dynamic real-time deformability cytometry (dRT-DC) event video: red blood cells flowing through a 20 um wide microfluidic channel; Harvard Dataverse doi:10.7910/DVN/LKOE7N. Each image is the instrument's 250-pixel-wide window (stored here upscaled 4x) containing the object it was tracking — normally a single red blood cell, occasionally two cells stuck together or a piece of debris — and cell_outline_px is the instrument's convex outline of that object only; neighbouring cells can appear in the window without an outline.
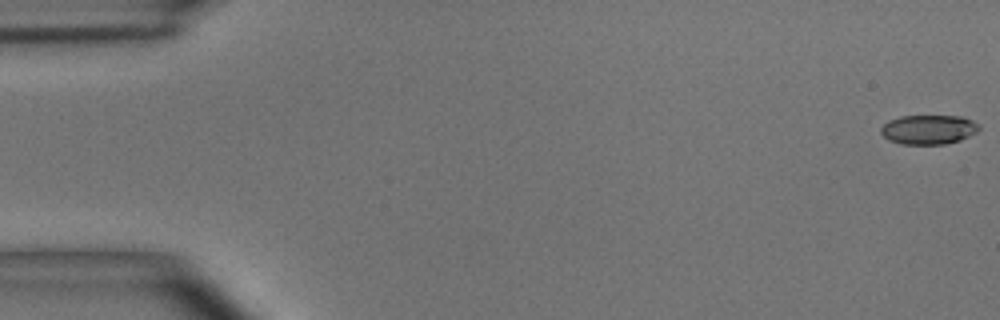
{"species": "common noctule bat (a hibernating species)", "species_latin": "Nyctalus noctula", "temperature_condition": "room temperature", "stored_images_in_passage": 55, "camera_frame_rate_fps": 3000, "um_per_image_px": 0.085, "animal": {"sex": "male", "body_mass_g": 15.6}, "frame": {"image": 1, "passage_image": 1, "time_ms": 0.0, "image_size_px": [1000, 320], "cell_outline_px": [[980, 128], [976, 132], [960, 140], [944, 144], [900, 144], [888, 140], [880, 132], [880, 128], [888, 120], [900, 116], [960, 116], [972, 120], [980, 124]], "centroid_in_image_um": [78.91, 11.01], "position_along_channel_um": 6.1, "area_um2": 16.88}}
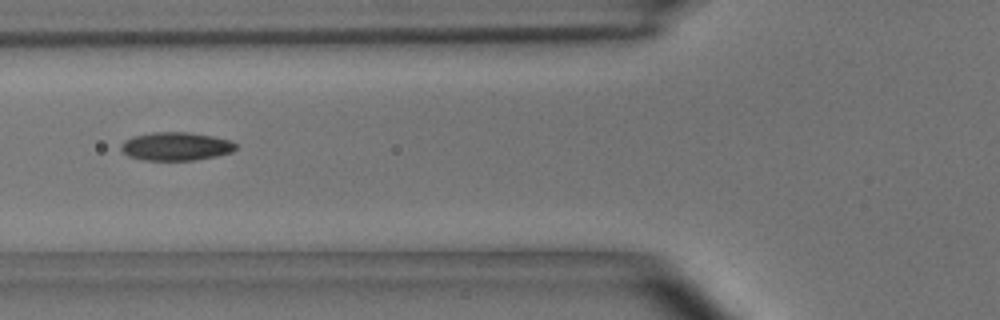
{"frame": {"image": 2, "passage_image": 21, "time_ms": 6.667, "image_size_px": [1000, 320], "cell_outline_px": [[236, 148], [232, 152], [216, 156], [196, 160], [144, 160], [128, 156], [120, 148], [120, 144], [124, 140], [132, 136], [152, 132], [188, 132], [212, 136], [228, 140], [236, 144]], "centroid_in_image_um": [14.92, 12.44], "position_along_channel_um": 110.9, "area_um2": 18.96}}
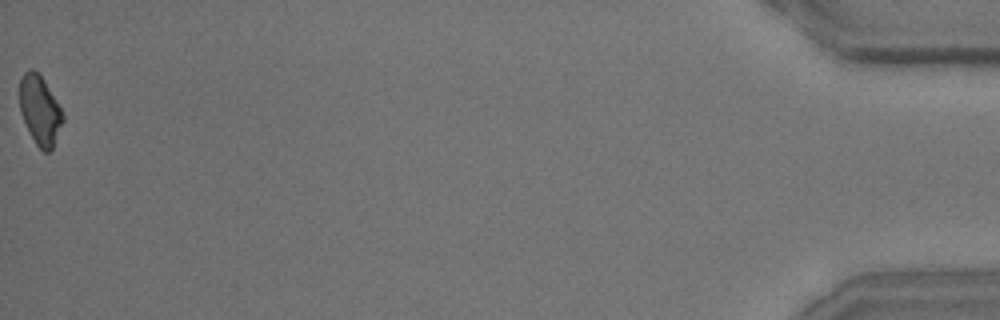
{"frame": {"image": 3, "passage_image": 55, "time_ms": 18.0, "image_size_px": [1000, 320], "cell_outline_px": [[64, 120], [52, 148], [48, 152], [44, 152], [36, 144], [20, 112], [20, 80], [24, 72], [28, 68], [32, 68], [44, 80], [60, 108], [64, 116]], "centroid_in_image_um": [3.39, 9.36], "position_along_channel_um": 431.8, "area_um2": 16.99}, "authors_computed_cell_mechanics": {"area_um2": 17.918, "velocity_mm_per_s": 3.6796, "shape_relaxation_time_tau1_ms": 5.3635, "shape_relaxation_time_tau2_ms": 2.9222, "deformation_change_tau1": 0.1469, "deformation_change_tau2": 0.0781}}